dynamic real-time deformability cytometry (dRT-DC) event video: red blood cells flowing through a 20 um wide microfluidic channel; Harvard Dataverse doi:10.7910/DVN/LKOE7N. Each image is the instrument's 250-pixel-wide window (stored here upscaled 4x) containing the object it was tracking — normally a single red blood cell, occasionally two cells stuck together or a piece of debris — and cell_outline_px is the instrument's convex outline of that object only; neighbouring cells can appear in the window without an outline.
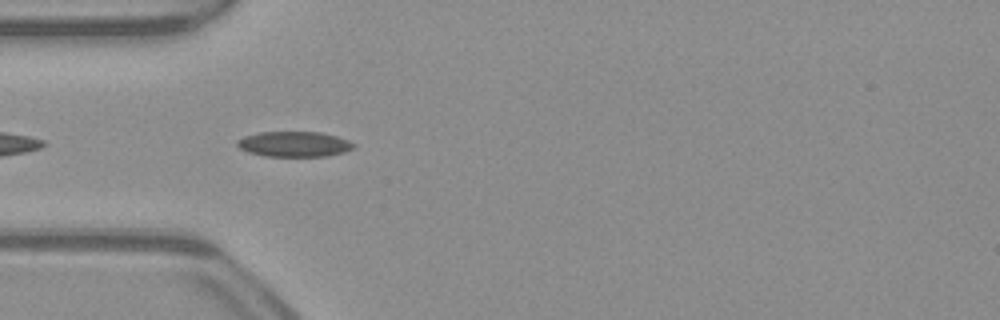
{"species": "common noctule bat (a hibernating species)", "species_latin": "Nyctalus noctula", "temperature_condition": "warm", "stored_images_in_passage": 39, "camera_frame_rate_fps": 3000, "um_per_image_px": 0.085, "animal": {"sex": "male", "body_mass_g": 23.1, "forearm_length_mm": 52.7}, "frame": {"image": 1, "passage_image": 3, "time_ms": 0.667, "image_size_px": [1000, 320], "cell_outline_px": [[356, 148], [344, 152], [328, 156], [264, 156], [248, 152], [240, 148], [236, 144], [236, 140], [244, 136], [260, 132], [320, 132], [336, 136], [348, 140], [356, 144]], "centroid_in_image_um": [25.02, 12.25], "position_along_channel_um": 60.0, "area_um2": 17.28}}
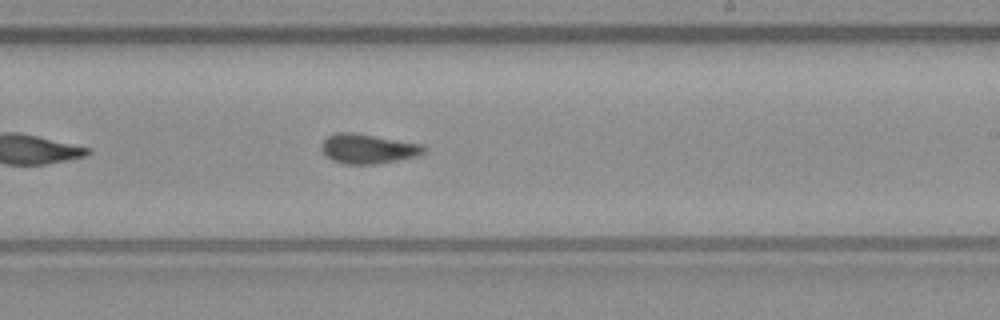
{"frame": {"image": 2, "passage_image": 18, "time_ms": 5.667, "image_size_px": [1000, 320], "cell_outline_px": [[428, 148], [420, 156], [376, 164], [344, 164], [332, 160], [324, 152], [324, 140], [328, 136], [336, 132], [352, 132], [420, 144]], "centroid_in_image_um": [31.33, 12.65], "position_along_channel_um": 257.7, "area_um2": 17.4}}
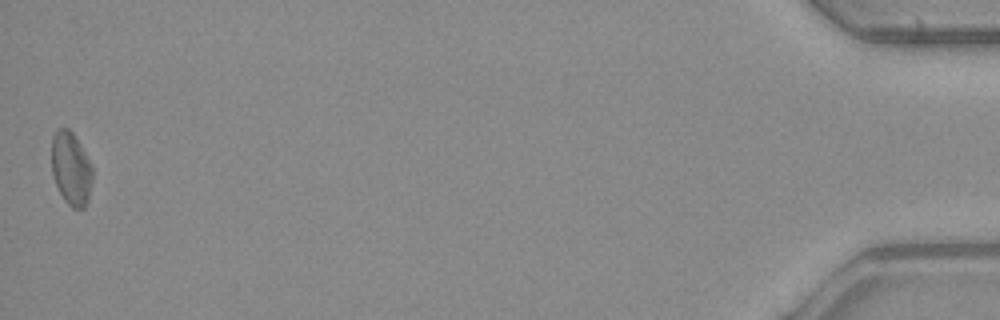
{"frame": {"image": 3, "passage_image": 39, "time_ms": 12.667, "image_size_px": [1000, 320], "cell_outline_px": [[92, 180], [88, 200], [84, 208], [72, 208], [64, 200], [52, 176], [52, 136], [56, 128], [68, 128], [72, 132], [92, 164]], "centroid_in_image_um": [6.03, 14.32], "position_along_channel_um": 429.2, "area_um2": 17.46}, "authors_computed_cell_mechanics": {"area_um2": 17.2822, "velocity_mm_per_s": 3.9648, "shape_relaxation_time_tau1_ms": 5.3658, "shape_relaxation_time_tau2_ms": 1.936, "deformation_change_tau1": 0.1282, "deformation_change_tau2": 0.0767}}